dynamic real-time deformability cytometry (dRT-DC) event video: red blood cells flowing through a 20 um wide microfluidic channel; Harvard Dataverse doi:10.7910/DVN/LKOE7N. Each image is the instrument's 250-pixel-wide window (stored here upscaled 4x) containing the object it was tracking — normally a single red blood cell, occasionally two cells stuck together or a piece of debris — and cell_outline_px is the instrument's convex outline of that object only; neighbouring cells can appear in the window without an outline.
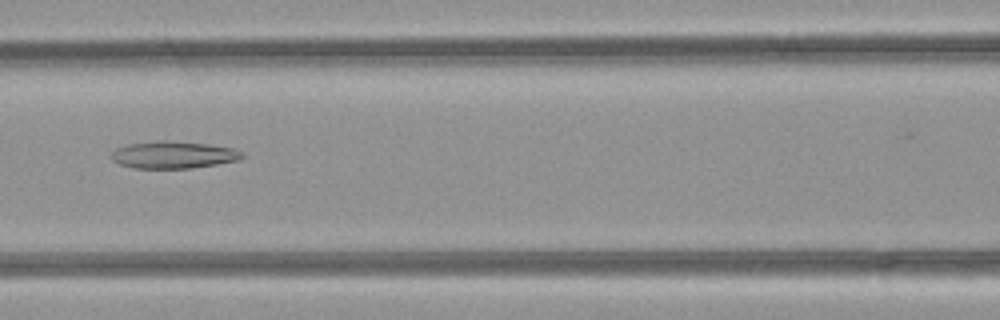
{"species": "common noctule bat (a hibernating species)", "species_latin": "Nyctalus noctula", "temperature_condition": "room temperature", "stored_images_in_passage": 42, "camera_frame_rate_fps": 3000, "um_per_image_px": 0.085, "animal": {"sex": "female", "body_mass_g": 21.9}, "frame": {"image": 1, "passage_image": 14, "time_ms": 4.333, "image_size_px": [1000, 320], "cell_outline_px": [[244, 156], [236, 160], [216, 164], [192, 168], [132, 168], [120, 164], [112, 160], [112, 152], [116, 148], [128, 144], [160, 140], [164, 140], [208, 144], [232, 148], [244, 152]], "centroid_in_image_um": [14.72, 13.16], "position_along_channel_um": 151.9, "area_um2": 20.58}}
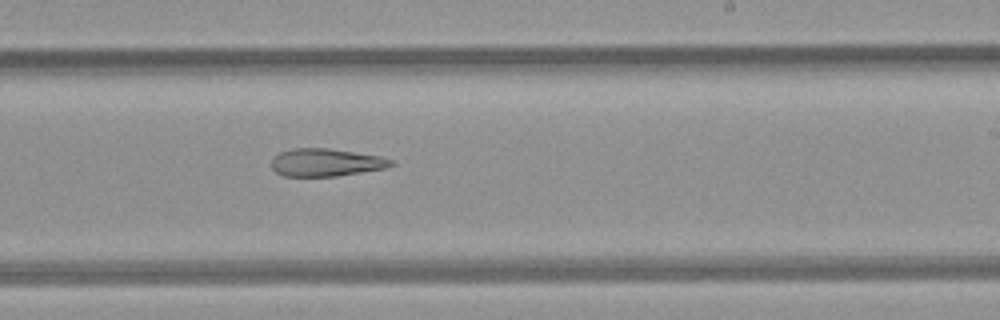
{"frame": {"image": 2, "passage_image": 22, "time_ms": 7.0, "image_size_px": [1000, 320], "cell_outline_px": [[396, 164], [384, 168], [336, 176], [284, 176], [276, 172], [272, 168], [272, 156], [280, 152], [292, 148], [328, 148], [380, 156], [392, 160]], "centroid_in_image_um": [27.67, 13.8], "position_along_channel_um": 261.3, "area_um2": 19.25}}
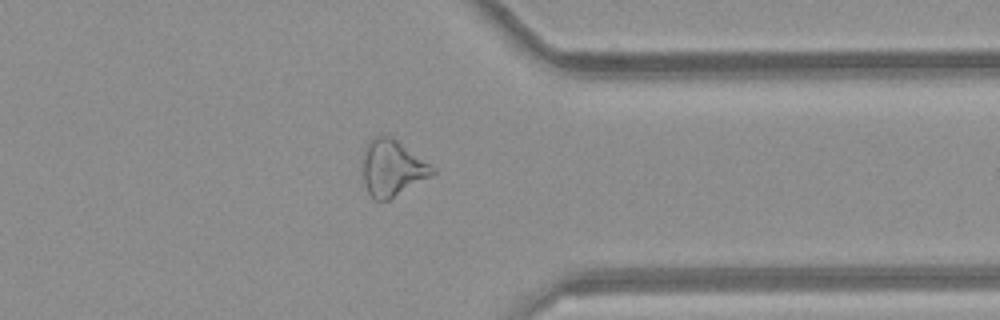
{"frame": {"image": 3, "passage_image": 31, "time_ms": 10.0, "image_size_px": [1000, 320], "cell_outline_px": [[436, 172], [388, 200], [372, 200], [368, 192], [364, 180], [364, 148], [368, 140], [372, 136], [392, 136], [436, 168]], "centroid_in_image_um": [33.33, 14.25], "position_along_channel_um": 378.1, "area_um2": 22.54}}